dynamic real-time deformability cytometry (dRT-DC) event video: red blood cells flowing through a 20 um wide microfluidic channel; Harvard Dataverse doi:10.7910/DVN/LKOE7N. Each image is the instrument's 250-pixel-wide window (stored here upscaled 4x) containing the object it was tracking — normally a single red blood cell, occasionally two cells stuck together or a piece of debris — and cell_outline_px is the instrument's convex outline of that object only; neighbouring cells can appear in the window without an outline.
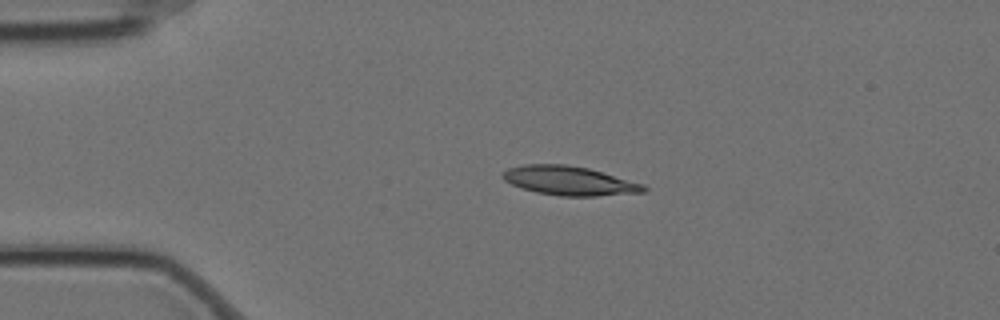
{"species": "Egyptian fruit bat (a non-hibernating species)", "species_latin": "Rousettus aegyptiacus", "temperature_condition": "cold", "stored_images_in_passage": 4, "camera_frame_rate_fps": 3000, "um_per_image_px": 0.085, "animal": {"sex": "female"}, "frame": {"image": 1, "passage_image": 3, "time_ms": 0.667, "image_size_px": [1000, 320], "cell_outline_px": [[648, 188], [644, 192], [596, 196], [560, 196], [536, 192], [512, 184], [504, 180], [500, 176], [508, 168], [524, 164], [564, 164], [588, 168], [644, 184]], "centroid_in_image_um": [48.39, 15.36], "position_along_channel_um": 36.6, "area_um2": 23.76}}